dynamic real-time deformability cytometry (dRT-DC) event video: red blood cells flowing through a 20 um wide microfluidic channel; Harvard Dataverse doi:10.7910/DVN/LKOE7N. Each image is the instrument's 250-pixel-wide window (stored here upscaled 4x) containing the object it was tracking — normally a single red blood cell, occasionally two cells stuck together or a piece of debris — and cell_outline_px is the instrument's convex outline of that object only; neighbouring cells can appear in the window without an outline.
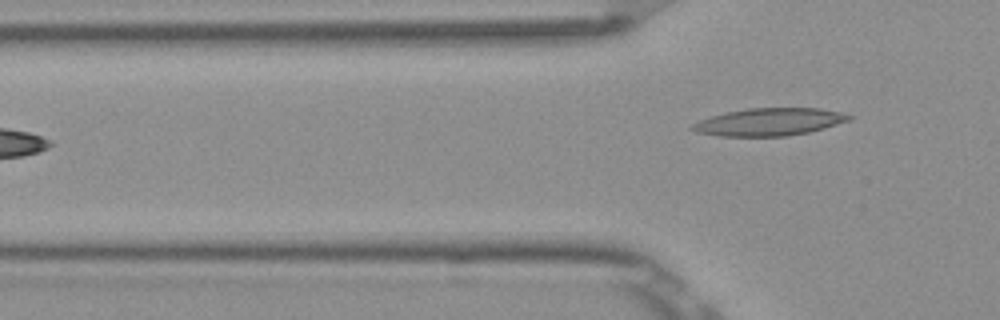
{"species": "Egyptian fruit bat (a non-hibernating species)", "species_latin": "Rousettus aegyptiacus", "temperature_condition": "room temperature", "stored_images_in_passage": 6, "segment_of_instrument_passage": [2, 2], "camera_frame_rate_fps": 3000, "um_per_image_px": 0.085, "frame": {"image": 1, "passage_image": 6, "time_ms": 1.667, "image_size_px": [1000, 320], "cell_outline_px": [[856, 116], [852, 120], [824, 128], [808, 132], [788, 136], [720, 136], [696, 132], [688, 128], [692, 124], [700, 120], [712, 116], [728, 112], [748, 108], [820, 108], [840, 112]], "centroid_in_image_um": [65.43, 10.36], "position_along_channel_um": 60.4, "area_um2": 25.2}}